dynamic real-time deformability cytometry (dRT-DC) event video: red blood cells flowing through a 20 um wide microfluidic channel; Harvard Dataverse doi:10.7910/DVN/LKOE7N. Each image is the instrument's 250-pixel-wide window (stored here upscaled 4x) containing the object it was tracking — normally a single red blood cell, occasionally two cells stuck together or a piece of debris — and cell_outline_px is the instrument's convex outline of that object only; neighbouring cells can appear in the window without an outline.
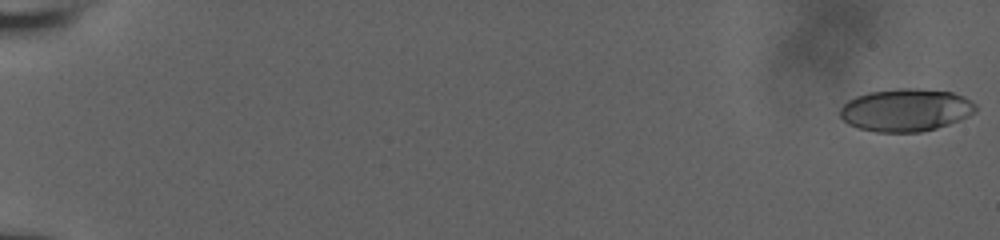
{"species": "human", "species_latin": "Homo sapiens", "temperature_condition": "room temperature", "stored_images_in_passage": 58, "camera_frame_rate_fps": 3000, "um_per_image_px": 0.085, "donor": {"sex": "male"}, "frame": {"image": 1, "passage_image": 1, "time_ms": 0.0, "image_size_px": [1000, 240], "cell_outline_px": [[976, 112], [968, 116], [948, 124], [936, 128], [920, 132], [876, 132], [856, 128], [848, 124], [840, 116], [840, 108], [848, 100], [856, 96], [868, 92], [900, 88], [916, 88], [952, 92], [964, 96], [972, 100], [976, 104]], "centroid_in_image_um": [76.99, 9.35], "position_along_channel_um": 8.0, "area_um2": 33.87}}
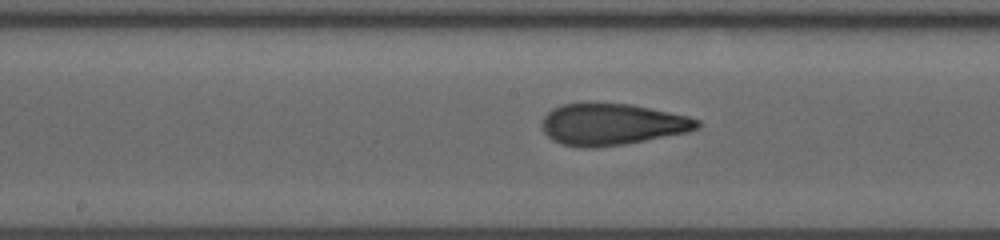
{"frame": {"image": 2, "passage_image": 33, "time_ms": 10.667, "image_size_px": [1000, 240], "cell_outline_px": [[700, 128], [688, 132], [624, 144], [596, 148], [580, 148], [560, 144], [552, 140], [544, 132], [540, 124], [544, 116], [552, 108], [564, 104], [632, 104], [688, 116], [700, 120]], "centroid_in_image_um": [52.01, 10.59], "position_along_channel_um": 196.2, "area_um2": 37.63}}
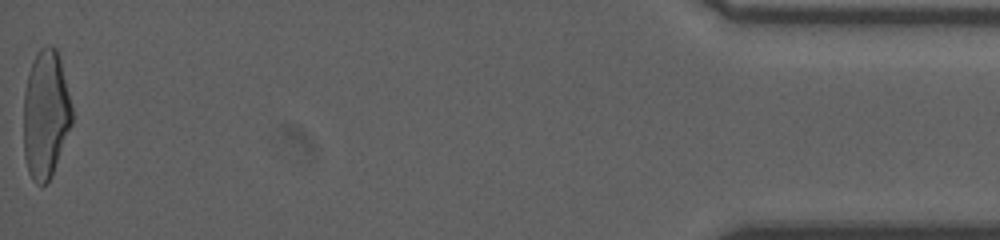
{"frame": {"image": 3, "passage_image": 58, "time_ms": 19.0, "image_size_px": [1000, 240], "cell_outline_px": [[72, 124], [52, 176], [44, 184], [36, 184], [32, 180], [28, 172], [24, 156], [24, 92], [28, 72], [40, 48], [48, 44], [56, 48], [60, 60], [72, 104]], "centroid_in_image_um": [3.88, 9.74], "position_along_channel_um": 431.3, "area_um2": 36.24}, "authors_computed_cell_mechanics": {"area_um2": 36.5296, "velocity_mm_per_s": 3.8571, "shape_relaxation_time_tau1_ms": 5.9557, "shape_relaxation_time_tau2_ms": 1.1362, "deformation_change_tau1": 0.2151, "deformation_change_tau2": 0.0764}}